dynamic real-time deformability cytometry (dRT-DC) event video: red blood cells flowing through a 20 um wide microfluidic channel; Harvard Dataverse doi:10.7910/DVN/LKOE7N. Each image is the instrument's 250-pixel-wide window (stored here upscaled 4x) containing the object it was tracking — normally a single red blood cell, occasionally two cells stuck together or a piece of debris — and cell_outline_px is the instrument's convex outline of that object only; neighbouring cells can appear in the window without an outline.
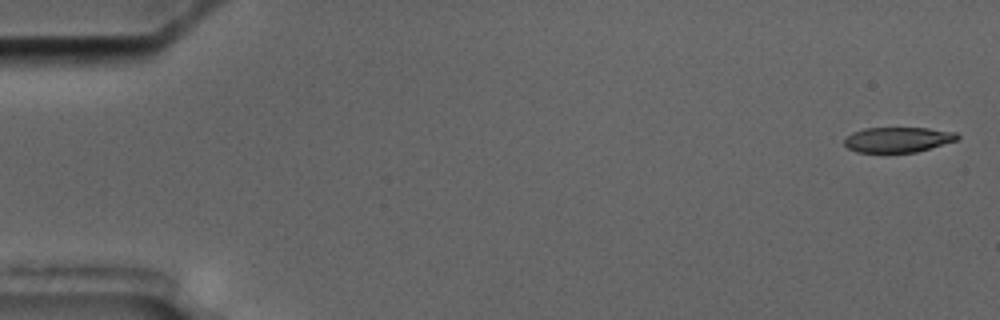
{"species": "common noctule bat (a hibernating species)", "species_latin": "Nyctalus noctula", "temperature_condition": "cold", "stored_images_in_passage": 6, "camera_frame_rate_fps": 3000, "um_per_image_px": 0.085, "animal": {"sex": "male", "body_mass_g": 17.5, "forearm_length_mm": 52.3}, "frame": {"image": 1, "passage_image": 1, "time_ms": 0.0, "image_size_px": [1000, 320], "cell_outline_px": [[960, 136], [956, 140], [916, 152], [856, 152], [848, 148], [844, 144], [844, 140], [852, 132], [864, 128], [928, 128], [956, 132]], "centroid_in_image_um": [76.3, 11.86], "position_along_channel_um": 8.7, "area_um2": 16.47}}
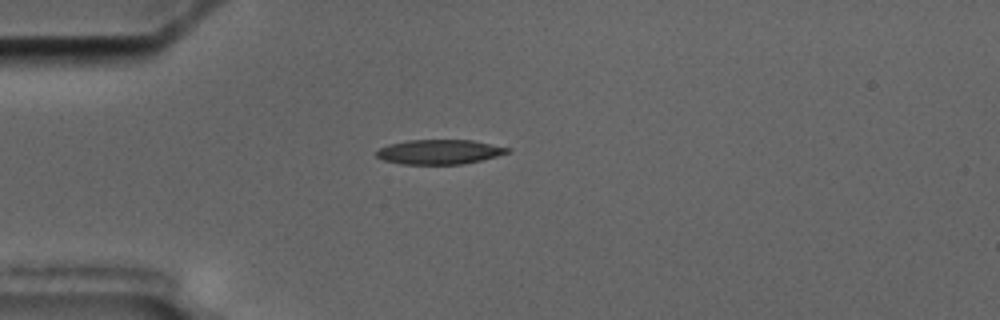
{"frame": {"image": 2, "passage_image": 5, "time_ms": 4.667, "image_size_px": [1000, 320], "cell_outline_px": [[512, 148], [508, 152], [496, 156], [480, 160], [460, 164], [400, 164], [384, 160], [376, 156], [376, 152], [380, 148], [388, 144], [408, 140], [472, 140]], "centroid_in_image_um": [37.33, 12.9], "position_along_channel_um": 47.7, "area_um2": 18.67}}